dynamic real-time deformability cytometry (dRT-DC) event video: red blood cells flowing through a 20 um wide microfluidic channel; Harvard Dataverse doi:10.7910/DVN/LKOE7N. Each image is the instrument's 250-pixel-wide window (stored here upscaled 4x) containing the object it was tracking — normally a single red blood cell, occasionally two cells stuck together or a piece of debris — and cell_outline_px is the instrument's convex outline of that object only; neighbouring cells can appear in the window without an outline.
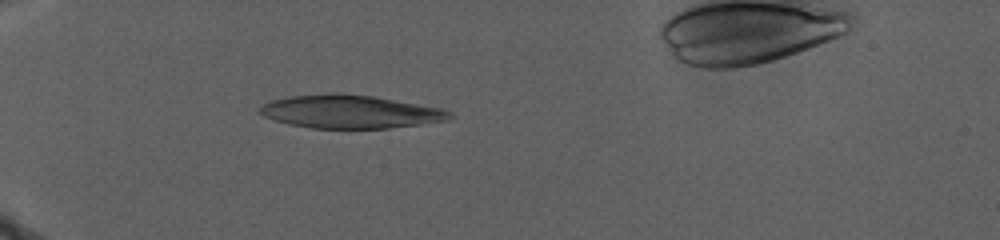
{"species": "human", "species_latin": "Homo sapiens", "temperature_condition": "warm", "stored_images_in_passage": 59, "camera_frame_rate_fps": 3000, "um_per_image_px": 0.085, "donor": {"sex": "male"}, "frame": {"image": 1, "passage_image": 21, "time_ms": 13.0, "image_size_px": [1000, 240], "cell_outline_px": [[456, 116], [448, 120], [420, 124], [388, 128], [312, 128], [288, 124], [264, 116], [260, 112], [260, 108], [264, 104], [272, 100], [292, 96], [332, 92], [340, 92], [372, 96], [440, 108], [452, 112]], "centroid_in_image_um": [29.79, 9.49], "position_along_channel_um": 55.2, "area_um2": 36.59}}
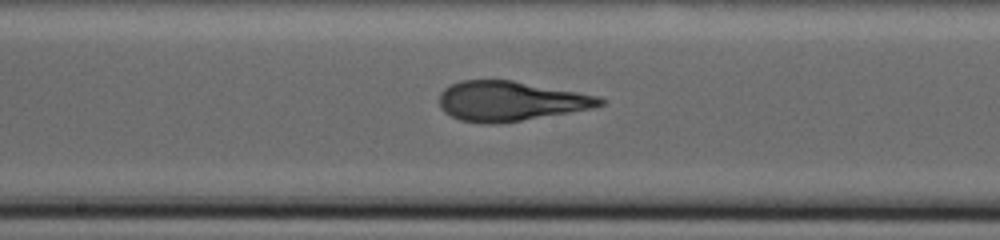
{"frame": {"image": 2, "passage_image": 35, "time_ms": 22.0, "image_size_px": [1000, 240], "cell_outline_px": [[604, 104], [592, 108], [520, 120], [492, 124], [484, 124], [460, 120], [444, 112], [440, 108], [440, 92], [444, 88], [460, 80], [512, 80], [600, 96], [604, 100]], "centroid_in_image_um": [43.35, 8.58], "position_along_channel_um": 204.9, "area_um2": 36.93}}
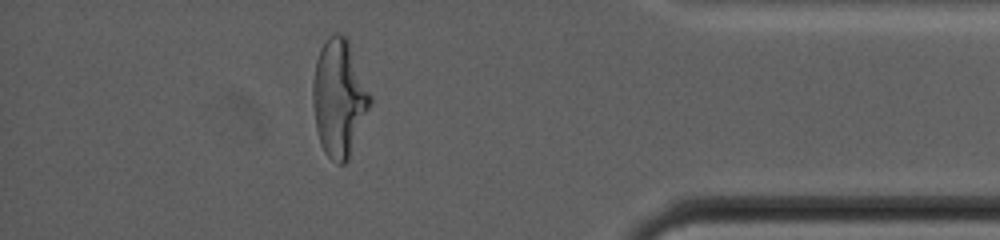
{"frame": {"image": 3, "passage_image": 52, "time_ms": 33.333, "image_size_px": [1000, 240], "cell_outline_px": [[372, 104], [348, 160], [344, 164], [336, 164], [324, 152], [320, 144], [316, 128], [312, 100], [312, 80], [316, 60], [320, 48], [328, 36], [336, 32], [340, 32], [348, 40], [372, 96]], "centroid_in_image_um": [28.82, 8.34], "position_along_channel_um": 406.4, "area_um2": 39.48}}